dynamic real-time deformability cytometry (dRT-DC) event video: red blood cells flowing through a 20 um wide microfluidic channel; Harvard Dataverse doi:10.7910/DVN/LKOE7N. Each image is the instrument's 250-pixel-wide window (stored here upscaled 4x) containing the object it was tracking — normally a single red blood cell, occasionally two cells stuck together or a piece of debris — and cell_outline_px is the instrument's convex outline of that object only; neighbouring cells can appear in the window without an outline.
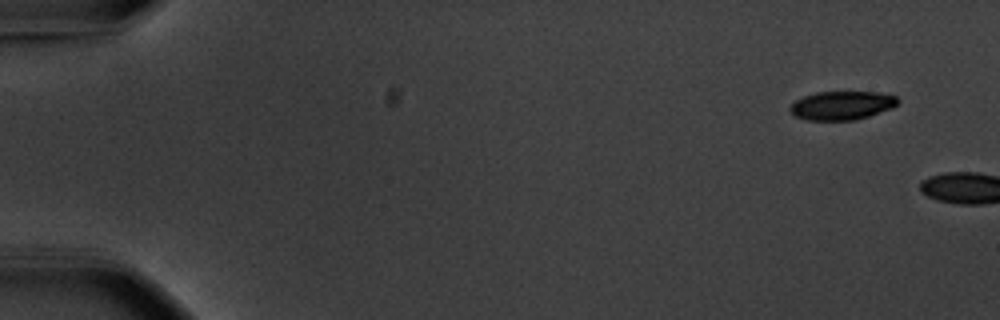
{"species": "common noctule bat (a hibernating species)", "species_latin": "Nyctalus noctula", "temperature_condition": "warm", "stored_images_in_passage": 4, "camera_frame_rate_fps": 3000, "um_per_image_px": 0.085, "animal": {"sex": "male", "body_mass_g": 20.1, "forearm_length_mm": 53.5}, "frame": {"image": 1, "passage_image": 1, "time_ms": 0.0, "image_size_px": [1000, 320], "cell_outline_px": [[900, 100], [892, 108], [856, 120], [808, 120], [796, 116], [788, 108], [796, 100], [804, 96], [816, 92], [876, 92], [896, 96]], "centroid_in_image_um": [71.56, 8.96], "position_along_channel_um": 13.4, "area_um2": 17.86}}